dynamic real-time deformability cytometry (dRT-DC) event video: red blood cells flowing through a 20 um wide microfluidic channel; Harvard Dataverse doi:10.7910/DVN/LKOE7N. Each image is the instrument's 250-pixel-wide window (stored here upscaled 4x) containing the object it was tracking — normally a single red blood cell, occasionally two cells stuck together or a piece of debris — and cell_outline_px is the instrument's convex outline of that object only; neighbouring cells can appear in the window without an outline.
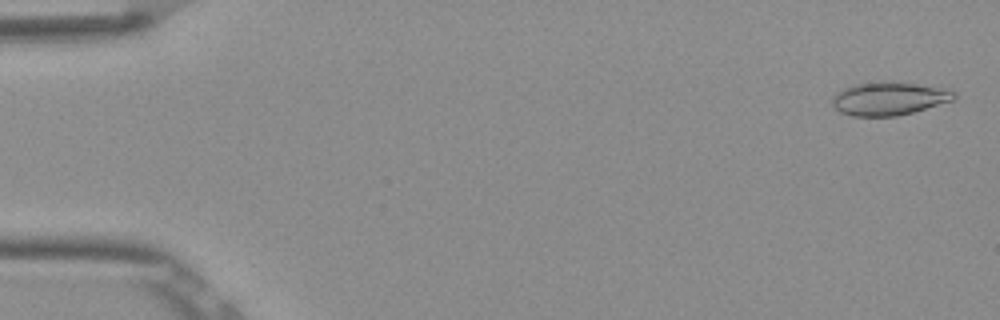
{"species": "Egyptian fruit bat (a non-hibernating species)", "species_latin": "Rousettus aegyptiacus", "temperature_condition": "room temperature", "stored_images_in_passage": 53, "camera_frame_rate_fps": 3000, "um_per_image_px": 0.085, "frame": {"image": 1, "passage_image": 2, "time_ms": 0.333, "image_size_px": [1000, 320], "cell_outline_px": [[956, 96], [952, 100], [912, 112], [896, 116], [852, 116], [840, 112], [832, 104], [832, 96], [836, 92], [844, 88], [856, 84], [916, 84], [956, 92]], "centroid_in_image_um": [75.49, 8.43], "position_along_channel_um": 9.5, "area_um2": 22.43}}
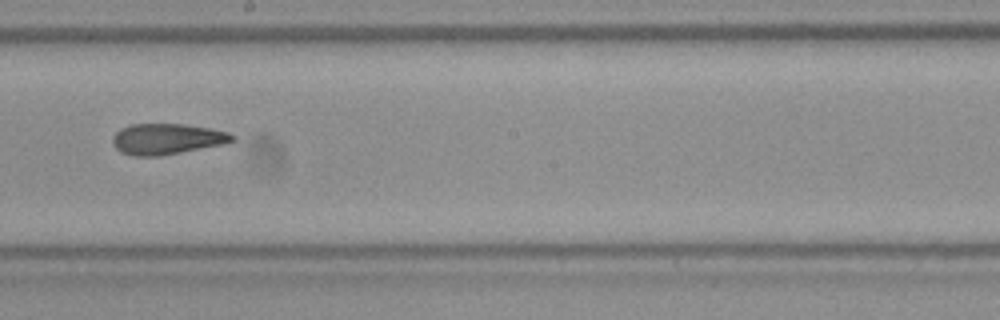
{"frame": {"image": 2, "passage_image": 30, "time_ms": 9.667, "image_size_px": [1000, 320], "cell_outline_px": [[236, 140], [224, 144], [160, 156], [132, 156], [120, 152], [112, 144], [112, 136], [120, 128], [132, 124], [184, 124], [208, 128], [228, 132], [236, 136]], "centroid_in_image_um": [14.17, 11.82], "position_along_channel_um": 234.0, "area_um2": 21.62}}
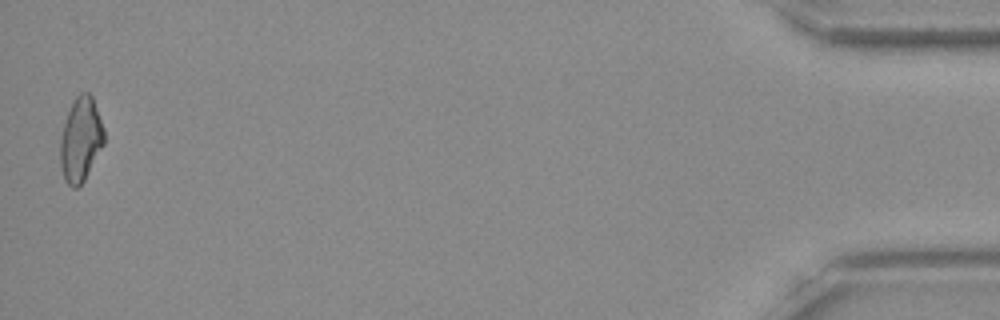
{"frame": {"image": 3, "passage_image": 52, "time_ms": 17.0, "image_size_px": [1000, 320], "cell_outline_px": [[104, 144], [84, 180], [76, 188], [72, 188], [64, 180], [60, 164], [60, 140], [64, 124], [68, 112], [76, 96], [80, 92], [88, 92], [92, 96], [104, 128]], "centroid_in_image_um": [6.86, 11.87], "position_along_channel_um": 428.3, "area_um2": 21.39}}